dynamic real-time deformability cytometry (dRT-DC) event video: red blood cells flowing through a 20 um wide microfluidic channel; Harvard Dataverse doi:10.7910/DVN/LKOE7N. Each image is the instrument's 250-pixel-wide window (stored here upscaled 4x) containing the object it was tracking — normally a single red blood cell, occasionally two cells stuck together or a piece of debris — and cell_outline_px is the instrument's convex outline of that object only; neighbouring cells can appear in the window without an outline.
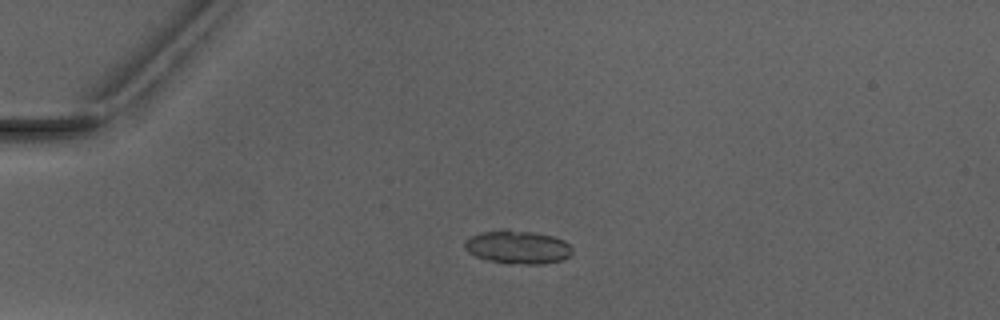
{"species": "Egyptian fruit bat (a non-hibernating species)", "species_latin": "Rousettus aegyptiacus", "temperature_condition": "warm", "stored_images_in_passage": 6, "camera_frame_rate_fps": 3000, "um_per_image_px": 0.085, "animal": {"sex": "male"}, "frame": {"image": 1, "passage_image": 4, "time_ms": 4.333, "image_size_px": [1000, 320], "cell_outline_px": [[572, 252], [568, 256], [560, 260], [544, 264], [508, 264], [488, 260], [476, 256], [468, 252], [464, 248], [464, 240], [480, 232], [500, 228], [504, 228], [532, 232], [552, 236], [564, 240], [572, 248]], "centroid_in_image_um": [43.96, 20.99], "position_along_channel_um": 41.0, "area_um2": 21.15}}
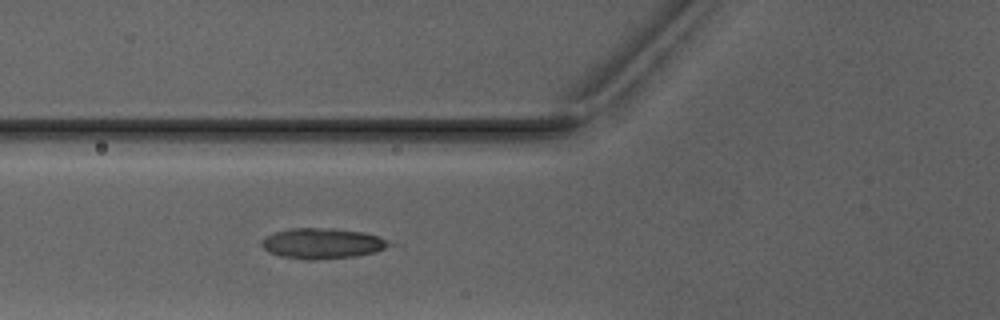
{"frame": {"image": 2, "passage_image": 6, "time_ms": 6.667, "image_size_px": [1000, 320], "cell_outline_px": [[404, 244], [376, 252], [356, 256], [316, 260], [304, 260], [280, 256], [268, 252], [260, 244], [268, 236], [276, 232], [288, 228], [328, 228], [364, 232], [380, 236]], "centroid_in_image_um": [27.58, 20.7], "position_along_channel_um": 98.2, "area_um2": 23.35}}